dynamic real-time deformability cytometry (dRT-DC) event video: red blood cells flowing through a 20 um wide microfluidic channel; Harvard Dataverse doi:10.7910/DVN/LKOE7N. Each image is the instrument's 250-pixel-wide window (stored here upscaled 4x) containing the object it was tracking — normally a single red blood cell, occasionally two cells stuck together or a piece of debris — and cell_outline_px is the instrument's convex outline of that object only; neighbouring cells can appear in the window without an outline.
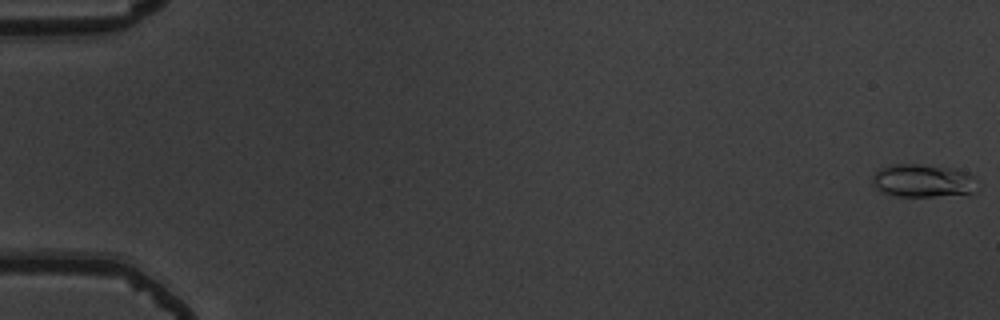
{"species": "common noctule bat (a hibernating species)", "species_latin": "Nyctalus noctula", "temperature_condition": "warm", "stored_images_in_passage": 55, "camera_frame_rate_fps": 3000, "um_per_image_px": 0.085, "animal": {"sex": "male", "body_mass_g": 19.5, "forearm_length_mm": 54.6}, "frame": {"image": 1, "passage_image": 1, "time_ms": 0.0, "image_size_px": [1000, 320], "cell_outline_px": [[980, 188], [976, 192], [932, 196], [896, 196], [880, 192], [872, 184], [872, 176], [880, 168], [892, 164], [920, 164], [956, 168], [968, 172], [972, 176]], "centroid_in_image_um": [78.45, 15.35], "position_along_channel_um": 6.5, "area_um2": 20.46}}
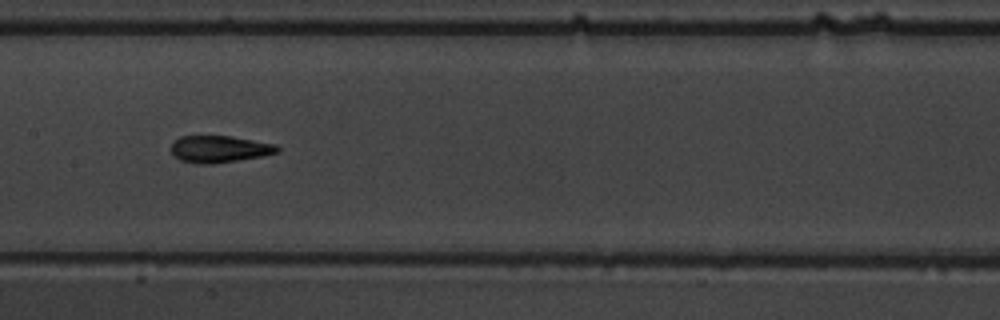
{"frame": {"image": 2, "passage_image": 29, "time_ms": 9.333, "image_size_px": [1000, 320], "cell_outline_px": [[280, 152], [260, 156], [212, 164], [196, 164], [180, 160], [172, 152], [172, 144], [180, 136], [232, 136], [276, 144], [280, 148]], "centroid_in_image_um": [18.67, 12.67], "position_along_channel_um": 188.7, "area_um2": 16.53}}
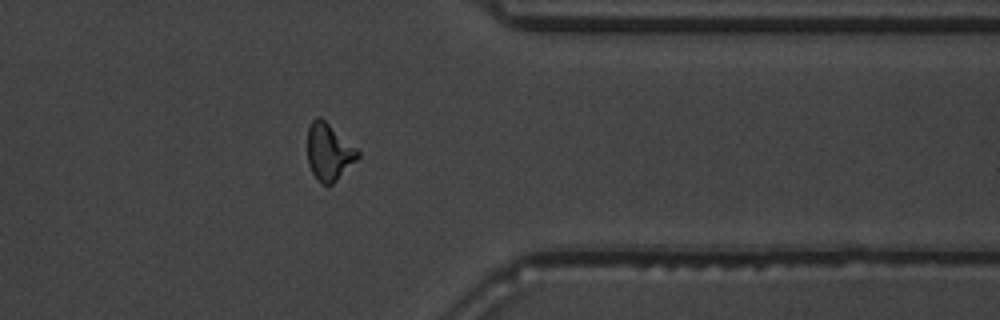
{"frame": {"image": 3, "passage_image": 45, "time_ms": 14.667, "image_size_px": [1000, 320], "cell_outline_px": [[360, 156], [332, 184], [320, 184], [316, 180], [308, 164], [308, 128], [312, 120], [316, 116], [320, 116], [356, 148], [360, 152]], "centroid_in_image_um": [27.93, 12.91], "position_along_channel_um": 383.5, "area_um2": 16.53}, "authors_computed_cell_mechanics": {"area_um2": 16.4152, "velocity_mm_per_s": 3.8015, "shape_relaxation_time_tau1_ms": 2.9345, "shape_relaxation_time_tau2_ms": 1.2347, "deformation_change_tau1": 0.1767, "deformation_change_tau2": 0.1086}}